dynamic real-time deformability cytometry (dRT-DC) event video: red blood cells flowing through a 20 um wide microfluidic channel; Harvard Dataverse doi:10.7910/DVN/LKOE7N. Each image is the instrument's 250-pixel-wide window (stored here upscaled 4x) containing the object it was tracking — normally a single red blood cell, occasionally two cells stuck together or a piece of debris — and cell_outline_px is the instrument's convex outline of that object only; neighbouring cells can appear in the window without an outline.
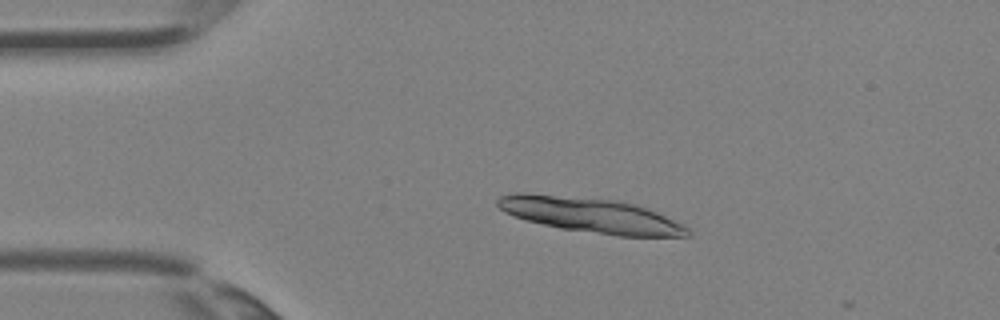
{"species": "Egyptian fruit bat (a non-hibernating species)", "species_latin": "Rousettus aegyptiacus", "temperature_condition": "room temperature", "stored_images_in_passage": 3, "camera_frame_rate_fps": 3000, "um_per_image_px": 0.085, "animal": {"sex": "female"}, "frame": {"image": 1, "passage_image": 2, "time_ms": 0.333, "image_size_px": [1000, 320], "cell_outline_px": [[692, 236], [616, 236], [560, 228], [528, 220], [504, 212], [496, 204], [496, 200], [500, 196], [516, 192], [520, 192], [616, 200], [636, 204], [656, 212], [684, 224], [692, 232]], "centroid_in_image_um": [50.24, 18.29], "position_along_channel_um": 34.8, "area_um2": 38.55}}